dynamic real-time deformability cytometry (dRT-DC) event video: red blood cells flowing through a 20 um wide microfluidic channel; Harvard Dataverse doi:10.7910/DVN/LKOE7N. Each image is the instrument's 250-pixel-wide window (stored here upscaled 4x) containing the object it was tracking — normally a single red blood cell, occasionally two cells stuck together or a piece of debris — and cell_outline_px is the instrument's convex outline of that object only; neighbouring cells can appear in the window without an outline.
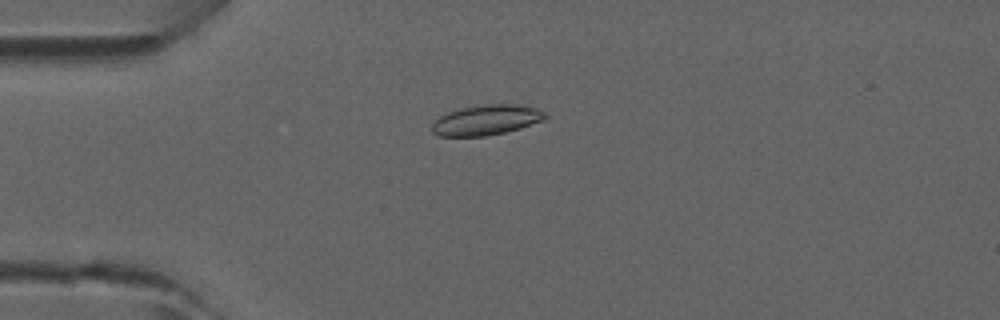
{"species": "common noctule bat (a hibernating species)", "species_latin": "Nyctalus noctula", "temperature_condition": "room temperature", "stored_images_in_passage": 46, "camera_frame_rate_fps": 3000, "um_per_image_px": 0.085, "animal": {"sex": "male", "forearm_length_mm": 52.5}, "frame": {"image": 1, "passage_image": 11, "time_ms": 3.333, "image_size_px": [1000, 320], "cell_outline_px": [[548, 116], [544, 120], [520, 128], [504, 132], [484, 136], [440, 136], [432, 132], [432, 124], [440, 116], [456, 108], [480, 104], [520, 104], [536, 108], [544, 112]], "centroid_in_image_um": [41.33, 10.18], "position_along_channel_um": 43.7, "area_um2": 20.06}}
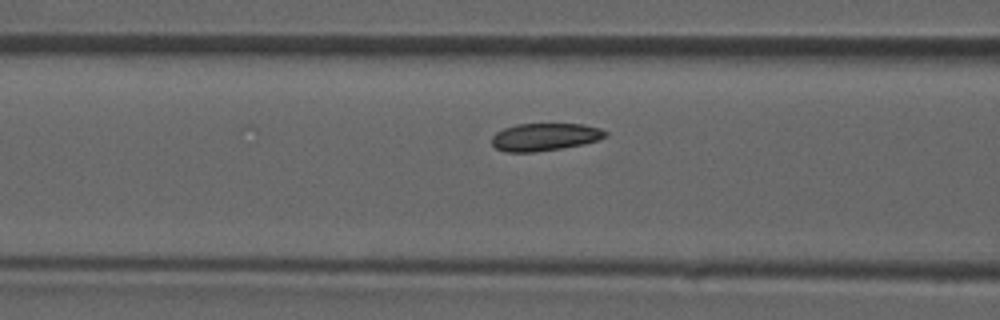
{"frame": {"image": 2, "passage_image": 18, "time_ms": 5.667, "image_size_px": [1000, 320], "cell_outline_px": [[608, 136], [584, 144], [560, 148], [532, 152], [504, 152], [496, 148], [492, 144], [492, 136], [496, 132], [504, 128], [516, 124], [584, 124], [600, 128], [608, 132]], "centroid_in_image_um": [46.31, 11.63], "position_along_channel_um": 120.3, "area_um2": 18.26}}
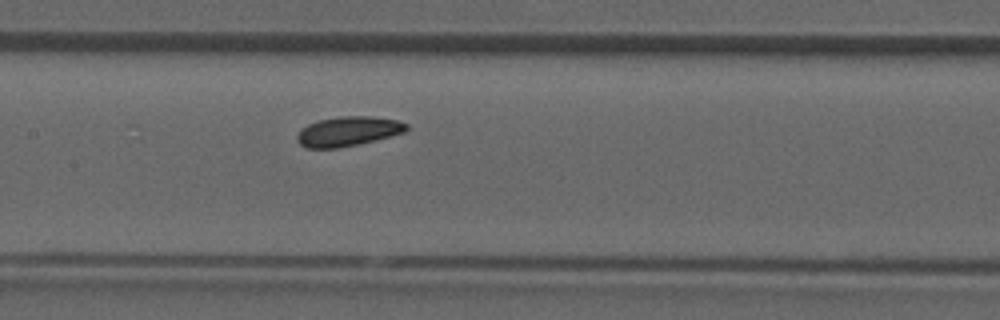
{"frame": {"image": 3, "passage_image": 22, "time_ms": 7.0, "image_size_px": [1000, 320], "cell_outline_px": [[408, 128], [404, 132], [356, 144], [336, 148], [304, 148], [296, 140], [296, 136], [300, 128], [308, 124], [320, 120], [340, 116], [372, 116], [396, 120], [408, 124]], "centroid_in_image_um": [29.52, 11.15], "position_along_channel_um": 177.9, "area_um2": 18.67}}